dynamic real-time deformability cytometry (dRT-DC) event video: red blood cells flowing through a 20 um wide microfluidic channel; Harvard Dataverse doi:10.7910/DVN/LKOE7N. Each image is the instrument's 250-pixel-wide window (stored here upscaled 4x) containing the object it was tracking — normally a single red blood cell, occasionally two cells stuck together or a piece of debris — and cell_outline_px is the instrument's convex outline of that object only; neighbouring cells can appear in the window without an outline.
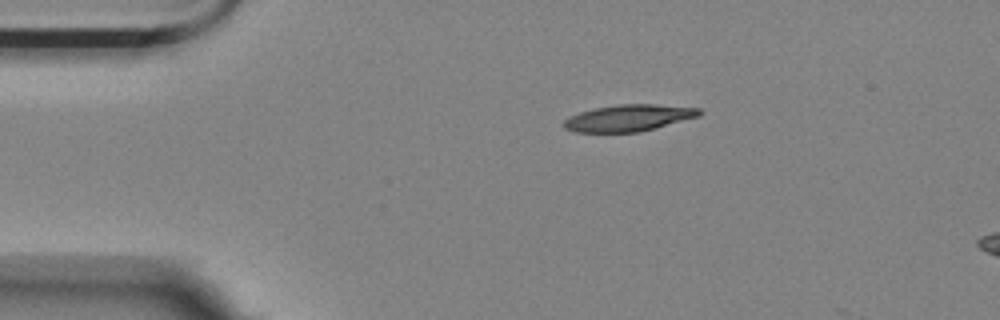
{"species": "Egyptian fruit bat (a non-hibernating species)", "species_latin": "Rousettus aegyptiacus", "temperature_condition": "room temperature", "stored_images_in_passage": 2, "camera_frame_rate_fps": 3000, "um_per_image_px": 0.085, "animal": {"sex": "female"}, "frame": {"image": 1, "passage_image": 1, "time_ms": 0.0, "image_size_px": [1000, 320], "cell_outline_px": [[704, 112], [700, 116], [640, 132], [576, 132], [564, 128], [564, 120], [580, 112], [596, 108], [620, 104], [652, 104], [700, 108]], "centroid_in_image_um": [53.48, 10.02], "position_along_channel_um": 31.5, "area_um2": 20.87}}